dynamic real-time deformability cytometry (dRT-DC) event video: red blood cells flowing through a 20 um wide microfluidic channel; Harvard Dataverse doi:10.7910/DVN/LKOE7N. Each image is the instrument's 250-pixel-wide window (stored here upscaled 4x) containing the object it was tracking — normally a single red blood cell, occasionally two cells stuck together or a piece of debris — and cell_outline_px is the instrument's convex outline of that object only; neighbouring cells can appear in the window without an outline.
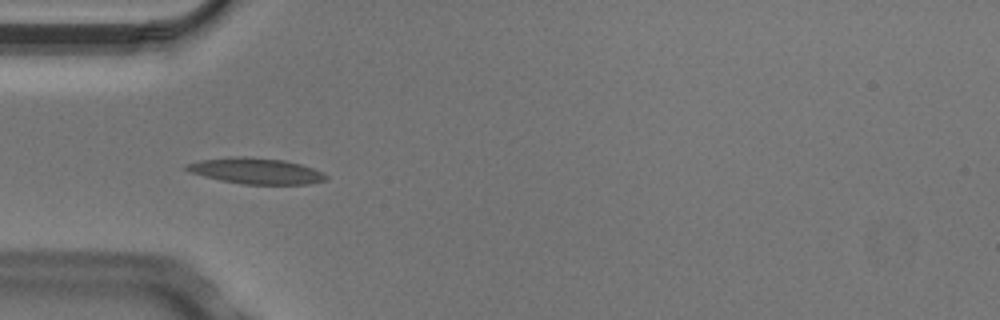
{"species": "Egyptian fruit bat (a non-hibernating species)", "species_latin": "Rousettus aegyptiacus", "temperature_condition": "cold", "stored_images_in_passage": 4, "camera_frame_rate_fps": 3000, "um_per_image_px": 0.085, "animal": {"sex": "male"}, "frame": {"image": 1, "passage_image": 3, "time_ms": 0.667, "image_size_px": [1000, 320], "cell_outline_px": [[328, 176], [324, 180], [308, 184], [244, 184], [220, 180], [188, 172], [184, 168], [184, 164], [200, 160], [236, 156], [244, 156], [284, 160], [300, 164], [324, 172]], "centroid_in_image_um": [21.72, 14.52], "position_along_channel_um": 63.3, "area_um2": 21.04}}